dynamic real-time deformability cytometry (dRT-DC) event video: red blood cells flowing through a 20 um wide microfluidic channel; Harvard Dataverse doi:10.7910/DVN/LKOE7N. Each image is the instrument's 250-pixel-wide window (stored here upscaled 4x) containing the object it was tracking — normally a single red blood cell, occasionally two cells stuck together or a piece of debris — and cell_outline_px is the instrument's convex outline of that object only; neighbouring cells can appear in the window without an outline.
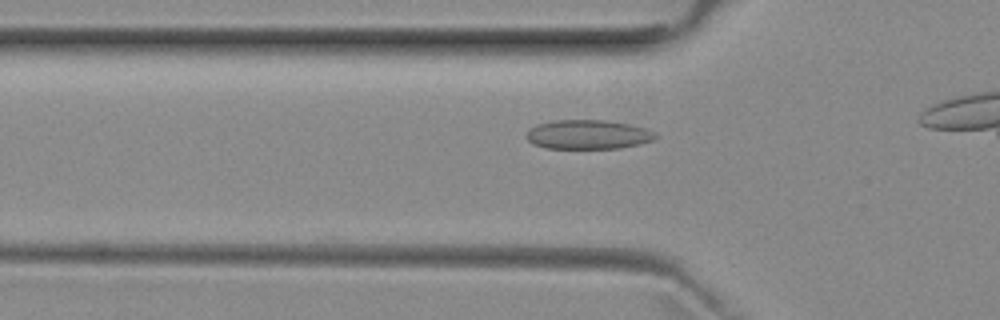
{"species": "common noctule bat (a hibernating species)", "species_latin": "Nyctalus noctula", "temperature_condition": "room temperature", "stored_images_in_passage": 17, "camera_frame_rate_fps": 3000, "um_per_image_px": 0.085, "animal": {"sex": "female", "body_mass_g": 29.2, "forearm_length_mm": 56.3}, "frame": {"image": 1, "passage_image": 5, "time_ms": 1.333, "image_size_px": [1000, 320], "cell_outline_px": [[660, 136], [656, 140], [640, 144], [620, 148], [544, 148], [532, 144], [524, 136], [528, 128], [536, 124], [556, 120], [608, 120], [632, 124], [648, 128], [656, 132]], "centroid_in_image_um": [50.02, 11.43], "position_along_channel_um": 75.8, "area_um2": 22.6}}
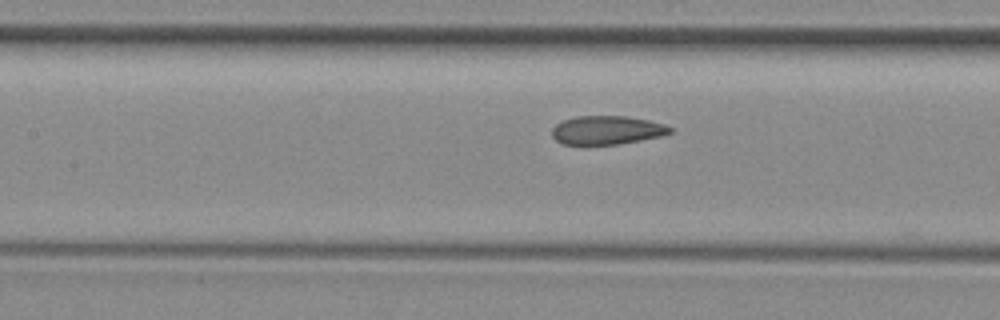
{"frame": {"image": 2, "passage_image": 11, "time_ms": 3.333, "image_size_px": [1000, 320], "cell_outline_px": [[672, 132], [660, 136], [620, 144], [564, 144], [556, 140], [552, 136], [552, 128], [556, 124], [564, 120], [576, 116], [628, 116], [648, 120], [664, 124], [672, 128]], "centroid_in_image_um": [51.58, 11.05], "position_along_channel_um": 155.8, "area_um2": 19.59}}
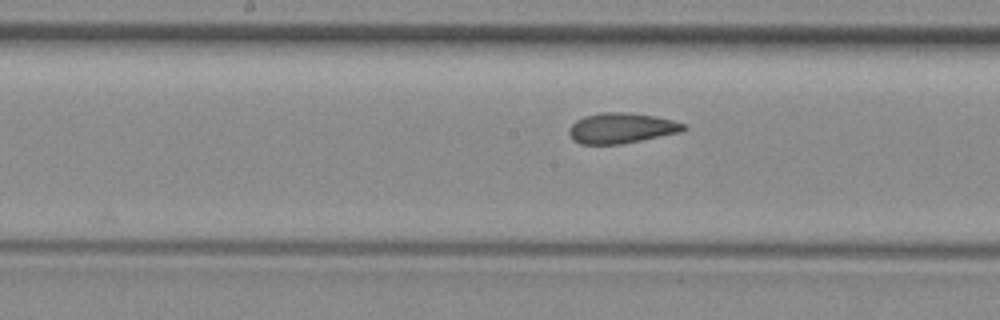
{"frame": {"image": 3, "passage_image": 14, "time_ms": 4.333, "image_size_px": [1000, 320], "cell_outline_px": [[688, 128], [680, 132], [620, 144], [580, 144], [572, 140], [568, 132], [568, 128], [576, 120], [584, 116], [604, 112], [624, 112], [656, 116], [688, 124]], "centroid_in_image_um": [52.81, 10.88], "position_along_channel_um": 195.4, "area_um2": 20.35}}